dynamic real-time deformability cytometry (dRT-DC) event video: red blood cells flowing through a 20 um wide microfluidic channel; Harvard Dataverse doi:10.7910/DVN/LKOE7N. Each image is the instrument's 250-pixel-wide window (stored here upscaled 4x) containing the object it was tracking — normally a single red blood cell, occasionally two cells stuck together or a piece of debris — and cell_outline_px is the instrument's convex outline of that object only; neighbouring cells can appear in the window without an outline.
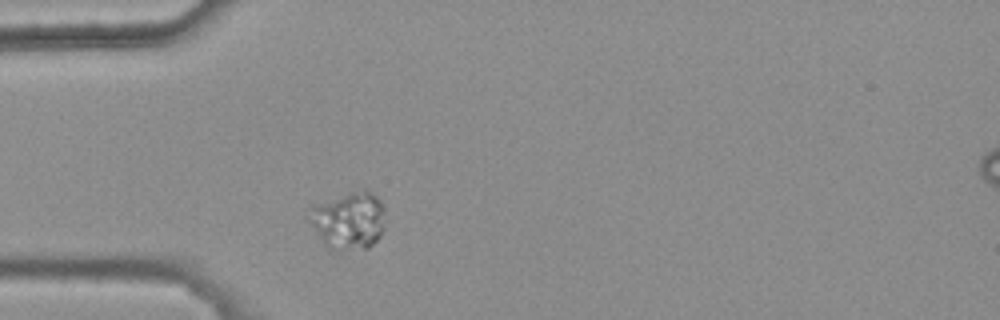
{"species": "common noctule bat (a hibernating species)", "species_latin": "Nyctalus noctula", "temperature_condition": "warm", "stored_images_in_passage": 1, "camera_frame_rate_fps": 3000, "um_per_image_px": 0.085, "animal": {"sex": "female", "body_mass_g": 25.1}, "frame": {"image": 1, "passage_image": 1, "time_ms": 0.0, "image_size_px": [1000, 320], "cell_outline_px": [[384, 228], [380, 236], [368, 248], [328, 248], [320, 240], [304, 216], [304, 208], [312, 204], [348, 192], [368, 192], [376, 196], [380, 200], [384, 208]], "centroid_in_image_um": [29.52, 18.71], "position_along_channel_um": 55.5, "area_um2": 25.84}}